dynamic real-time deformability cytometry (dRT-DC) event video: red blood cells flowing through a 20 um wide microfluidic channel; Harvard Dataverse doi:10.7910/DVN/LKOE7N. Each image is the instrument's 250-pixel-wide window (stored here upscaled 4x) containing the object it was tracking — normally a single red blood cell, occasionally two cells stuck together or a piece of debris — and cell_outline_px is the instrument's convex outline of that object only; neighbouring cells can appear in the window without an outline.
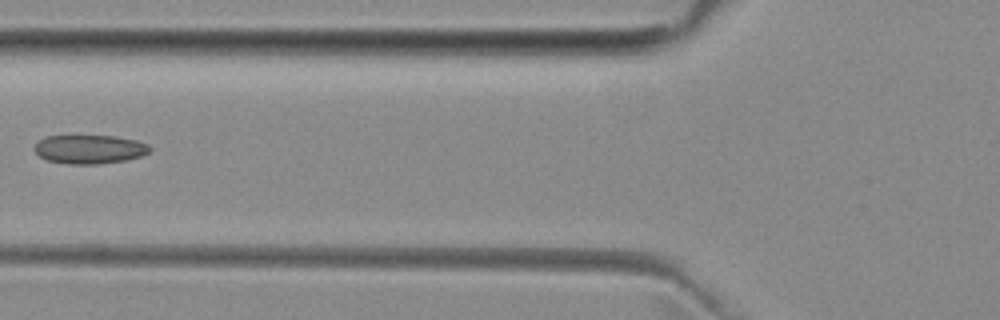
{"species": "common noctule bat (a hibernating species)", "species_latin": "Nyctalus noctula", "temperature_condition": "room temperature", "stored_images_in_passage": 4, "camera_frame_rate_fps": 3000, "um_per_image_px": 0.085, "animal": {"sex": "female", "body_mass_g": 29.2, "forearm_length_mm": 56.3}, "frame": {"image": 1, "passage_image": 4, "time_ms": 4.333, "image_size_px": [1000, 320], "cell_outline_px": [[152, 148], [148, 152], [140, 156], [128, 160], [96, 164], [68, 164], [48, 160], [40, 156], [36, 152], [36, 144], [44, 136], [116, 136], [136, 140], [148, 144]], "centroid_in_image_um": [7.65, 12.68], "position_along_channel_um": 118.2, "area_um2": 19.25}}